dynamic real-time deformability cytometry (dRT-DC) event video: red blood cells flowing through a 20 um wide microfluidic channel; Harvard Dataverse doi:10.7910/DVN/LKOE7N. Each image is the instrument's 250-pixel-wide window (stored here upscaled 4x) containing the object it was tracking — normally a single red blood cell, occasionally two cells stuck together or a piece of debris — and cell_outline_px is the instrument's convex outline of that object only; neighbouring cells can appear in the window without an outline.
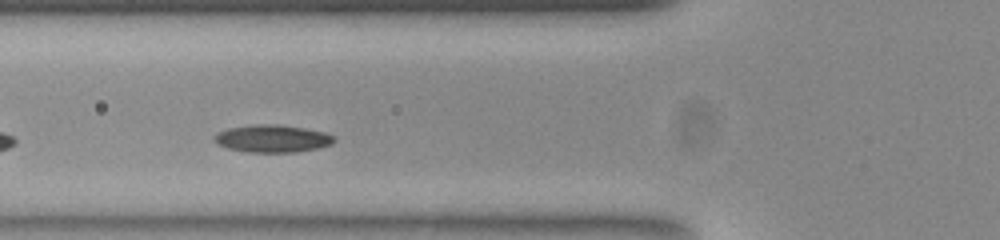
{"species": "common noctule bat (a hibernating species)", "species_latin": "Nyctalus noctula", "temperature_condition": "room temperature", "stored_images_in_passage": 21, "camera_frame_rate_fps": 3000, "um_per_image_px": 0.085, "animal": {"sex": "female", "body_mass_g": 23.0, "forearm_length_mm": 53.4}, "frame": {"image": 1, "passage_image": 6, "time_ms": 1.667, "image_size_px": [1000, 240], "cell_outline_px": [[336, 140], [332, 144], [316, 148], [296, 152], [248, 152], [228, 148], [216, 144], [212, 140], [212, 136], [216, 132], [228, 128], [256, 124], [280, 124], [328, 132], [336, 136]], "centroid_in_image_um": [23.14, 11.77], "position_along_channel_um": 102.7, "area_um2": 19.54}}
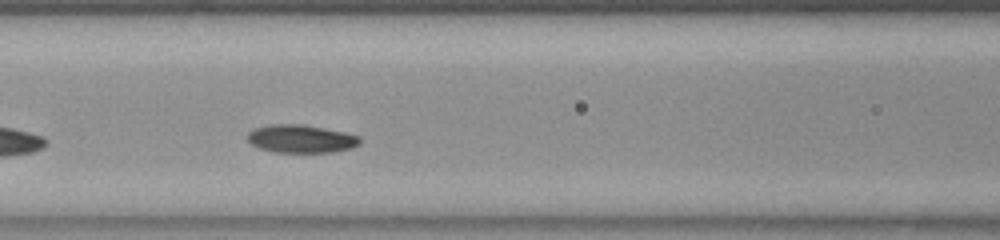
{"frame": {"image": 2, "passage_image": 9, "time_ms": 2.667, "image_size_px": [1000, 240], "cell_outline_px": [[360, 144], [352, 148], [332, 152], [272, 152], [260, 148], [252, 144], [248, 140], [248, 132], [252, 128], [268, 124], [304, 124], [344, 132], [360, 136]], "centroid_in_image_um": [25.58, 11.79], "position_along_channel_um": 141.0, "area_um2": 18.5}}